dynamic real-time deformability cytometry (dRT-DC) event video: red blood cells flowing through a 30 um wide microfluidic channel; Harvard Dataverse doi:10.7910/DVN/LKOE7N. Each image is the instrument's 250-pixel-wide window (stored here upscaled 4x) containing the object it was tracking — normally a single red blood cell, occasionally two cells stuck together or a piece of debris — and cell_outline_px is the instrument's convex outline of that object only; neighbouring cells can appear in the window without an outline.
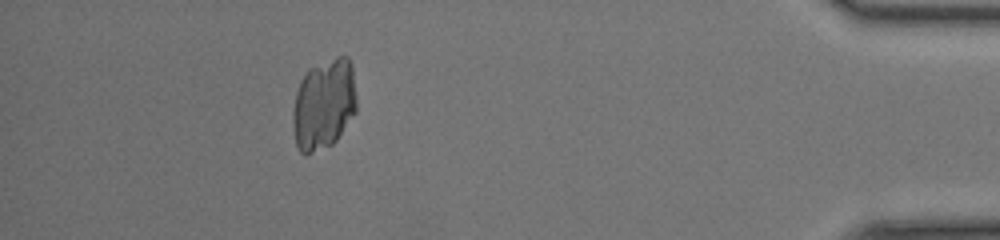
{"species": "common noctule bat (a hibernating species)", "species_latin": "Nyctalus noctula", "temperature_condition": "room temperature", "stored_images_in_passage": 34, "camera_frame_rate_fps": 3000, "um_per_image_px": 0.085, "animal": {"sex": "female", "body_mass_g": 17.0, "forearm_length_mm": 48.0}, "frame": {"image": 1, "passage_image": 29, "time_ms": 9.333, "image_size_px": [1000, 240], "cell_outline_px": [[356, 112], [336, 140], [332, 144], [304, 156], [300, 152], [296, 144], [292, 120], [292, 112], [296, 92], [300, 80], [308, 68], [336, 56], [348, 56], [352, 64], [356, 96]], "centroid_in_image_um": [27.52, 8.85], "position_along_channel_um": 407.7, "area_um2": 34.04}}